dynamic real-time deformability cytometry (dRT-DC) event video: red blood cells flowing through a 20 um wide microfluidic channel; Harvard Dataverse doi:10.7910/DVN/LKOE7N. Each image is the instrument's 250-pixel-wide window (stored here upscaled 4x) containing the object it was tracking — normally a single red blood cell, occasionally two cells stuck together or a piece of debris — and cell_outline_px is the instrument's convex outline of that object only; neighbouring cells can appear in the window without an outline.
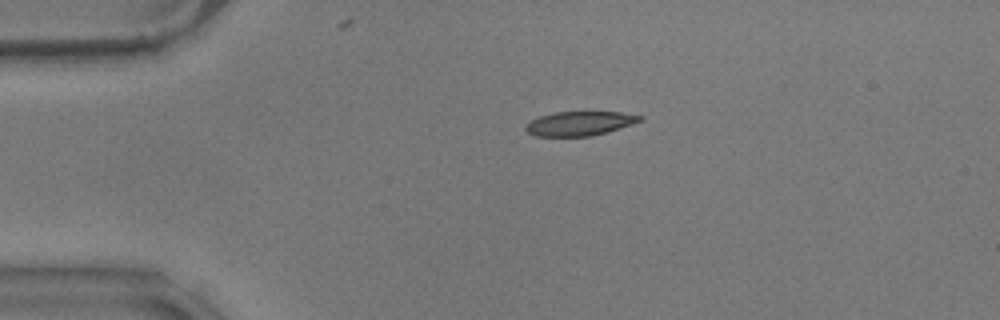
{"species": "common noctule bat (a hibernating species)", "species_latin": "Nyctalus noctula", "temperature_condition": "warm", "stored_images_in_passage": 47, "camera_frame_rate_fps": 3000, "um_per_image_px": 0.085, "animal": {"sex": "male", "body_mass_g": 17.9}, "frame": {"image": 1, "passage_image": 2, "time_ms": 0.333, "image_size_px": [1000, 320], "cell_outline_px": [[644, 116], [640, 120], [632, 124], [608, 132], [592, 136], [536, 136], [528, 132], [524, 128], [524, 124], [540, 116], [556, 112], [620, 112]], "centroid_in_image_um": [49.25, 10.5], "position_along_channel_um": 35.7, "area_um2": 16.07}}
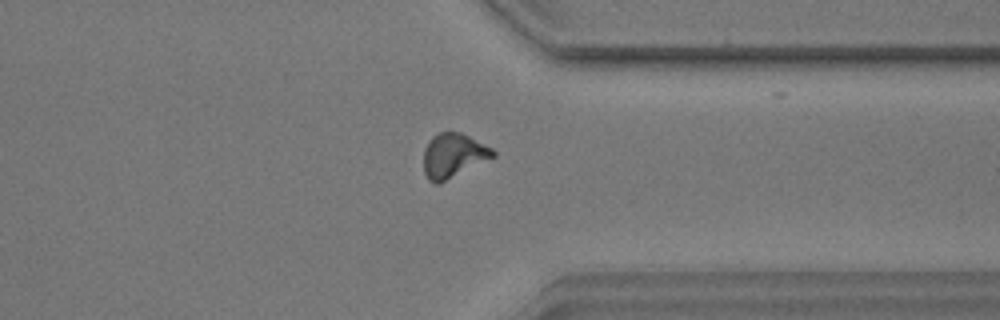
{"frame": {"image": 2, "passage_image": 34, "time_ms": 11.0, "image_size_px": [1000, 320], "cell_outline_px": [[496, 156], [440, 184], [436, 184], [428, 180], [424, 172], [424, 148], [432, 136], [440, 132], [460, 132], [492, 148], [496, 152]], "centroid_in_image_um": [38.52, 13.24], "position_along_channel_um": 372.9, "area_um2": 17.98}}
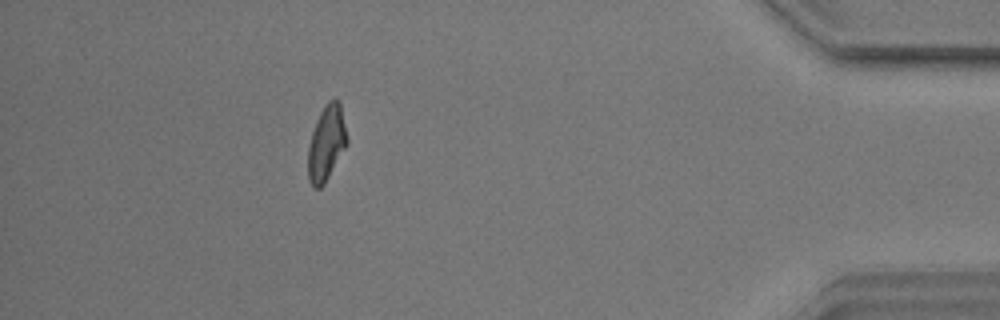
{"frame": {"image": 3, "passage_image": 41, "time_ms": 13.333, "image_size_px": [1000, 320], "cell_outline_px": [[348, 144], [324, 184], [320, 188], [316, 188], [308, 180], [308, 148], [312, 132], [316, 120], [324, 104], [328, 100], [340, 100], [348, 136]], "centroid_in_image_um": [27.77, 12.13], "position_along_channel_um": 407.4, "area_um2": 17.28}, "authors_computed_cell_mechanics": {"area_um2": 17.051, "velocity_mm_per_s": 3.5318, "shape_relaxation_time_tau1_ms": 5.943, "shape_relaxation_time_tau2_ms": 2.5744, "deformation_change_tau1": 0.1825, "deformation_change_tau2": 0.0873}}